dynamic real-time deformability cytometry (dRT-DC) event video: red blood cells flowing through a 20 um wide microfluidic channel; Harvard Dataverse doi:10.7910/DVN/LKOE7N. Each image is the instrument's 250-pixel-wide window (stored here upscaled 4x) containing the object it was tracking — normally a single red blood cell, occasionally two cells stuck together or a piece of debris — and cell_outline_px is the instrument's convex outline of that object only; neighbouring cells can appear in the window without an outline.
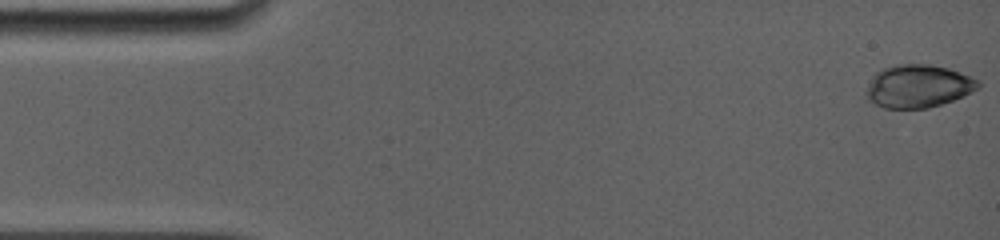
{"species": "common noctule bat (a hibernating species)", "species_latin": "Nyctalus noctula", "temperature_condition": "room temperature", "stored_images_in_passage": 8, "camera_frame_rate_fps": 5000, "um_per_image_px": 0.085, "animal": {"sex": "female", "body_mass_g": 19.0, "forearm_length_mm": 56.7}, "frame": {"image": 1, "passage_image": 1, "time_ms": 0.0, "image_size_px": [1000, 240], "cell_outline_px": [[980, 84], [976, 88], [964, 96], [928, 108], [884, 108], [868, 100], [864, 92], [872, 76], [876, 72], [884, 68], [896, 64], [928, 64], [948, 68], [972, 76], [980, 80]], "centroid_in_image_um": [78.02, 7.32], "position_along_channel_um": 7.0, "area_um2": 28.03}}
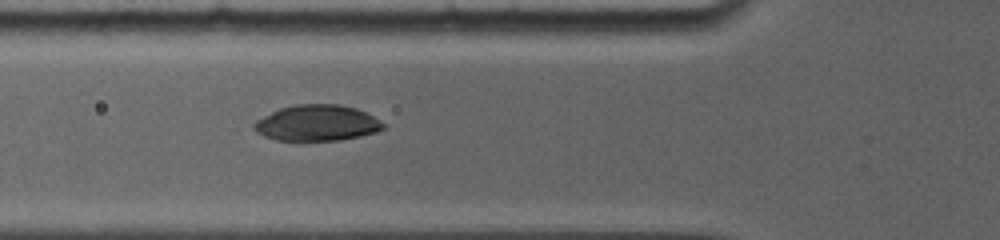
{"frame": {"image": 2, "passage_image": 7, "time_ms": 5.6, "image_size_px": [1000, 240], "cell_outline_px": [[384, 128], [376, 132], [360, 136], [340, 140], [276, 140], [264, 136], [256, 132], [252, 128], [252, 124], [256, 120], [280, 108], [296, 104], [340, 104], [356, 108], [380, 120], [384, 124]], "centroid_in_image_um": [26.92, 10.45], "position_along_channel_um": 98.9, "area_um2": 26.99}}
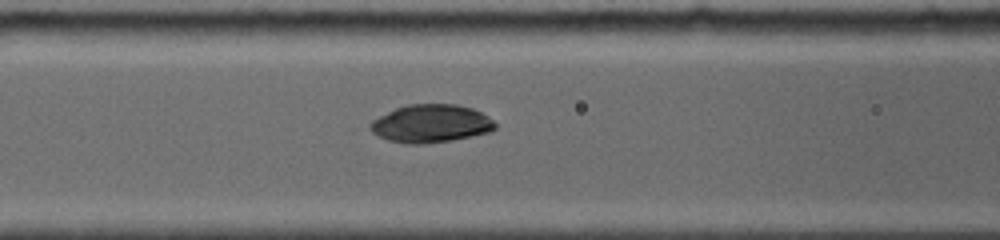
{"frame": {"image": 3, "passage_image": 8, "time_ms": 6.4, "image_size_px": [1000, 240], "cell_outline_px": [[496, 128], [488, 132], [452, 140], [424, 144], [408, 144], [388, 140], [364, 128], [372, 120], [396, 108], [408, 104], [456, 104], [472, 108], [488, 116], [496, 124]], "centroid_in_image_um": [36.58, 10.5], "position_along_channel_um": 130.0, "area_um2": 27.69}}